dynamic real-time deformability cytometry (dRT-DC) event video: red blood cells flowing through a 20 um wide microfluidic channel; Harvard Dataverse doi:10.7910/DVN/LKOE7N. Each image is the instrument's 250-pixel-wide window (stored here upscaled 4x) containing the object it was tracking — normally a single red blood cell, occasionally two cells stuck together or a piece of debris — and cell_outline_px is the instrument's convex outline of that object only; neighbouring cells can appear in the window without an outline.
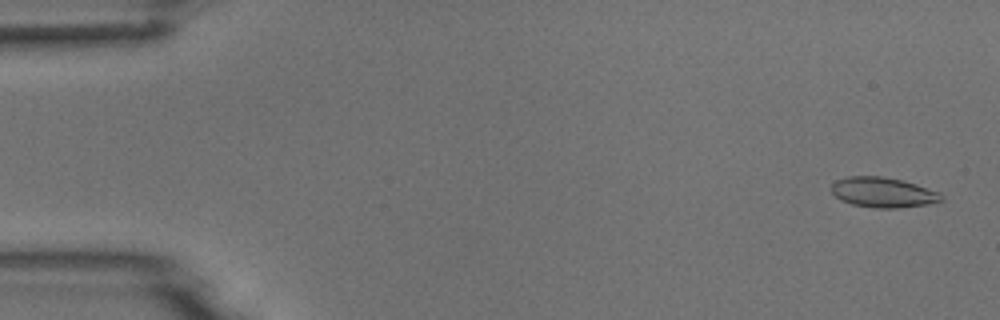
{"species": "common noctule bat (a hibernating species)", "species_latin": "Nyctalus noctula", "temperature_condition": "room temperature", "stored_images_in_passage": 53, "camera_frame_rate_fps": 3000, "um_per_image_px": 0.085, "animal": {"sex": "male", "body_mass_g": 18.8}, "frame": {"image": 1, "passage_image": 2, "time_ms": 0.333, "image_size_px": [1000, 320], "cell_outline_px": [[944, 200], [928, 204], [896, 208], [872, 208], [852, 204], [840, 200], [832, 192], [832, 184], [836, 180], [848, 176], [880, 176], [900, 180], [916, 184], [940, 192], [944, 196]], "centroid_in_image_um": [75.07, 16.36], "position_along_channel_um": 9.9, "area_um2": 19.31}}
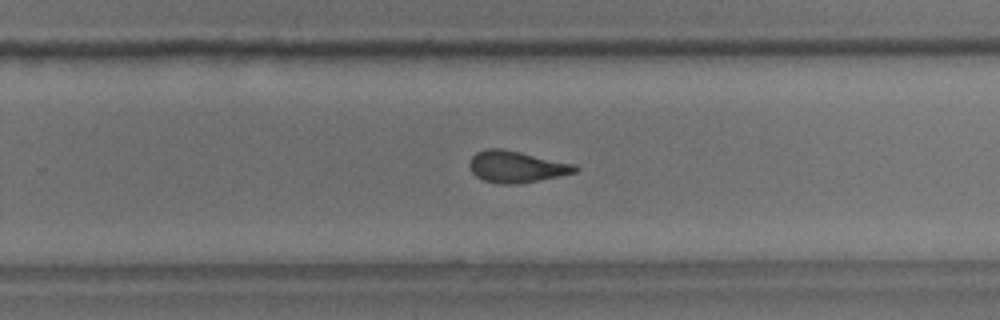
{"frame": {"image": 2, "passage_image": 34, "time_ms": 11.0, "image_size_px": [1000, 320], "cell_outline_px": [[580, 168], [576, 172], [516, 184], [500, 184], [484, 180], [476, 176], [472, 172], [468, 164], [472, 156], [476, 152], [488, 148], [504, 148], [576, 164]], "centroid_in_image_um": [43.88, 14.15], "position_along_channel_um": 285.9, "area_um2": 19.42}}
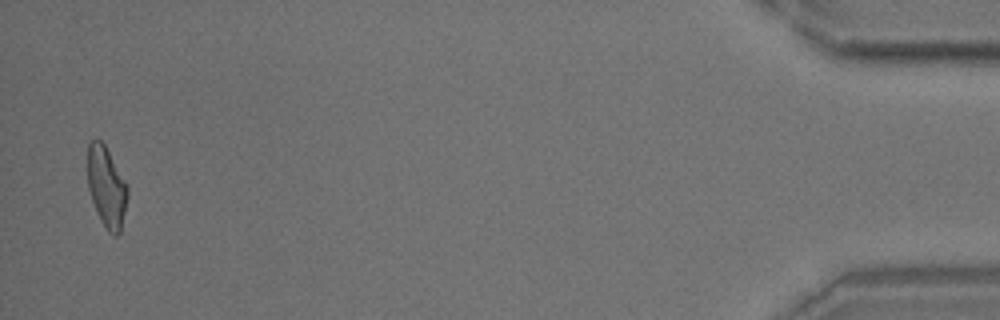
{"frame": {"image": 3, "passage_image": 52, "time_ms": 17.0, "image_size_px": [1000, 320], "cell_outline_px": [[128, 196], [120, 232], [116, 236], [112, 236], [108, 232], [100, 220], [96, 212], [88, 188], [88, 144], [92, 140], [100, 140], [104, 144], [128, 184]], "centroid_in_image_um": [9.07, 15.92], "position_along_channel_um": 426.1, "area_um2": 18.84}}